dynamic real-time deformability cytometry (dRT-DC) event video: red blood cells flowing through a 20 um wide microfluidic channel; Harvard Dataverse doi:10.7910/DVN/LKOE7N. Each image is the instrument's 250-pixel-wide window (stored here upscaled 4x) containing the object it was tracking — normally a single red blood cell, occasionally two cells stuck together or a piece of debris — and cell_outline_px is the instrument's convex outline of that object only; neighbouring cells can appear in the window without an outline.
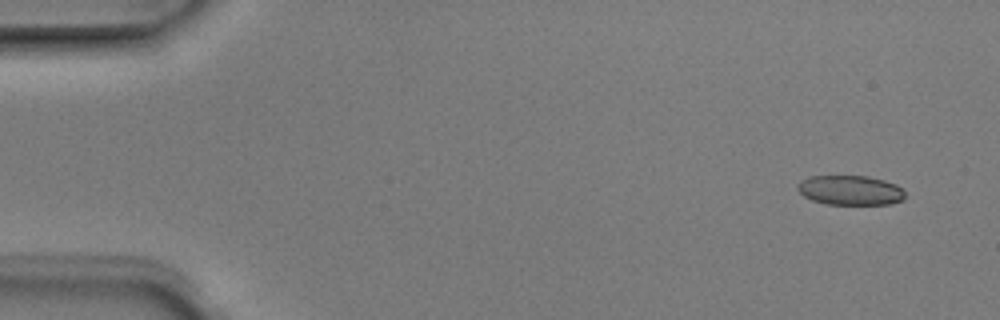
{"species": "Egyptian fruit bat (a non-hibernating species)", "species_latin": "Rousettus aegyptiacus", "temperature_condition": "room temperature", "stored_images_in_passage": 6, "camera_frame_rate_fps": 3000, "um_per_image_px": 0.085, "animal": {"sex": "male"}, "frame": {"image": 1, "passage_image": 1, "time_ms": 0.0, "image_size_px": [1000, 320], "cell_outline_px": [[904, 200], [892, 204], [828, 204], [812, 200], [804, 196], [796, 188], [796, 184], [800, 180], [808, 176], [868, 176], [884, 180], [896, 184], [904, 188]], "centroid_in_image_um": [72.28, 16.16], "position_along_channel_um": 12.7, "area_um2": 18.79}}
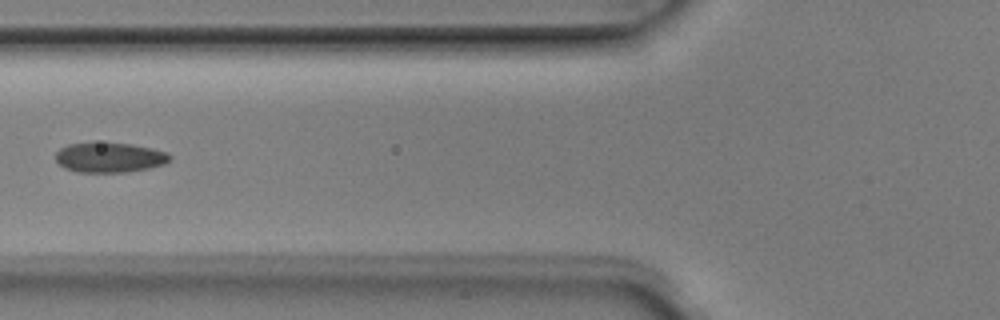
{"frame": {"image": 2, "passage_image": 5, "time_ms": 1.333, "image_size_px": [1000, 320], "cell_outline_px": [[172, 160], [164, 164], [148, 168], [124, 172], [76, 172], [64, 168], [56, 160], [56, 152], [60, 148], [68, 144], [132, 144], [152, 148], [168, 152], [172, 156]], "centroid_in_image_um": [9.35, 13.4], "position_along_channel_um": 116.5, "area_um2": 19.65}}
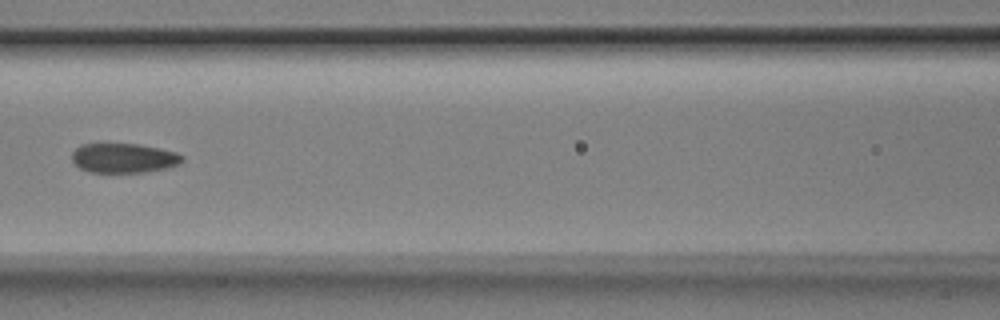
{"frame": {"image": 3, "passage_image": 6, "time_ms": 1.667, "image_size_px": [1000, 320], "cell_outline_px": [[184, 160], [180, 164], [164, 168], [144, 172], [92, 172], [80, 168], [72, 160], [72, 152], [80, 144], [100, 140], [140, 144], [160, 148], [176, 152], [184, 156]], "centroid_in_image_um": [10.47, 13.37], "position_along_channel_um": 156.1, "area_um2": 19.83}}